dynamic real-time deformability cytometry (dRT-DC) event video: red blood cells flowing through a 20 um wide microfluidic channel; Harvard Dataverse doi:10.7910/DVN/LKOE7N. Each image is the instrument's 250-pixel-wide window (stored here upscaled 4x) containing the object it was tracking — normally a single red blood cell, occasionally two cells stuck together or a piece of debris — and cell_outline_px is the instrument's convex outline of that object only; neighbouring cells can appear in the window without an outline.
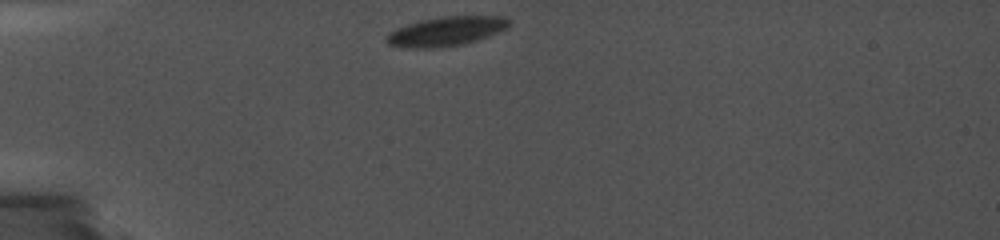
{"species": "common noctule bat (a hibernating species)", "species_latin": "Nyctalus noctula", "temperature_condition": "cold", "stored_images_in_passage": 53, "camera_frame_rate_fps": 5000, "um_per_image_px": 0.085, "animal": {"sex": "female", "body_mass_g": 19.0, "forearm_length_mm": 56.7}, "frame": {"image": 1, "passage_image": 1, "time_ms": 0.0, "image_size_px": [1000, 240], "cell_outline_px": [[512, 24], [508, 28], [488, 36], [464, 44], [436, 48], [412, 48], [388, 44], [384, 40], [384, 36], [388, 32], [396, 28], [420, 20], [440, 16], [504, 16], [512, 20]], "centroid_in_image_um": [37.93, 2.65], "position_along_channel_um": 47.1, "area_um2": 21.21}}
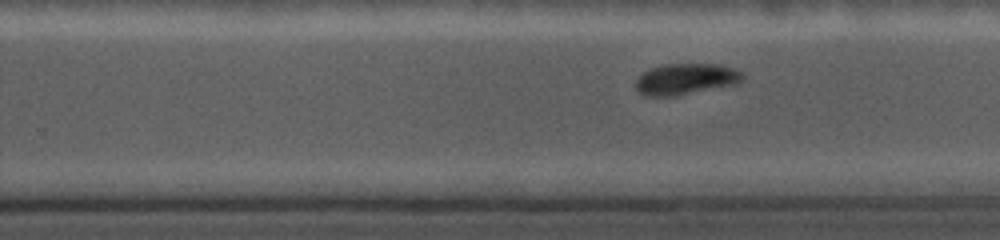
{"frame": {"image": 2, "passage_image": 39, "time_ms": 7.0, "image_size_px": [1000, 240], "cell_outline_px": [[744, 80], [740, 84], [676, 96], [644, 96], [636, 92], [636, 80], [644, 72], [652, 68], [668, 64], [720, 64], [736, 68], [744, 72]], "centroid_in_image_um": [58.37, 6.73], "position_along_channel_um": 271.4, "area_um2": 19.83}}
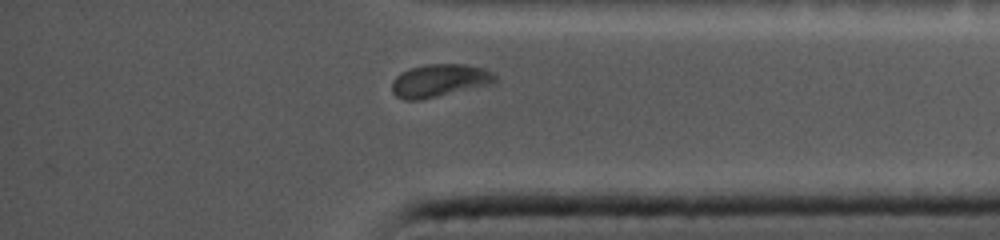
{"frame": {"image": 3, "passage_image": 49, "time_ms": 10.4, "image_size_px": [1000, 240], "cell_outline_px": [[496, 80], [492, 84], [420, 100], [404, 100], [396, 96], [392, 92], [392, 80], [400, 72], [408, 68], [428, 64], [468, 64], [484, 68], [492, 72], [496, 76]], "centroid_in_image_um": [37.34, 6.84], "position_along_channel_um": 397.9, "area_um2": 19.88}, "authors_computed_cell_mechanics": {"area_um2": 21.0392, "velocity_mm_per_s": 3.6627, "shape_relaxation_time_tau1_ms": null, "shape_relaxation_time_tau2_ms": 1.8381, "deformation_change_tau1": null, "deformation_change_tau2": 0.0488}}